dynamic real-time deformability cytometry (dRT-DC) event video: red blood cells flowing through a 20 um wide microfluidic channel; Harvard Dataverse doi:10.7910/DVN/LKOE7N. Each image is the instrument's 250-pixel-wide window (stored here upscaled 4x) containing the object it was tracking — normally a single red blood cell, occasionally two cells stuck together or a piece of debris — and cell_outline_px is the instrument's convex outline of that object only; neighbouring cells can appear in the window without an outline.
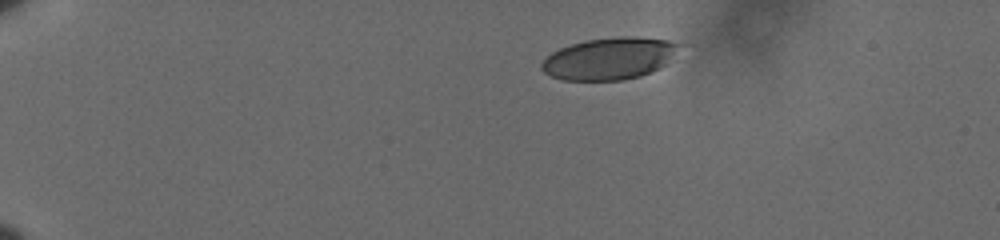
{"species": "human", "species_latin": "Homo sapiens", "temperature_condition": "cold", "stored_images_in_passage": 48, "camera_frame_rate_fps": 3000, "um_per_image_px": 0.085, "donor": {"sex": "male"}, "frame": {"image": 1, "passage_image": 1, "time_ms": 0.0, "image_size_px": [1000, 240], "cell_outline_px": [[676, 44], [668, 64], [660, 68], [640, 76], [620, 80], [560, 80], [544, 72], [540, 68], [540, 64], [552, 52], [560, 48], [584, 40], [616, 36], [636, 36], [668, 40]], "centroid_in_image_um": [51.73, 4.98], "position_along_channel_um": 33.3, "area_um2": 33.35}}
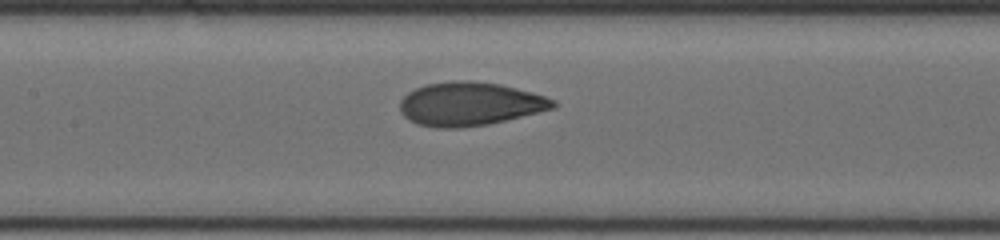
{"frame": {"image": 2, "passage_image": 20, "time_ms": 6.333, "image_size_px": [1000, 240], "cell_outline_px": [[556, 108], [488, 124], [456, 128], [436, 128], [416, 124], [408, 120], [400, 112], [400, 100], [408, 92], [424, 84], [452, 80], [472, 80], [500, 84], [516, 88], [544, 96], [556, 100]], "centroid_in_image_um": [39.9, 8.83], "position_along_channel_um": 167.5, "area_um2": 39.07}}
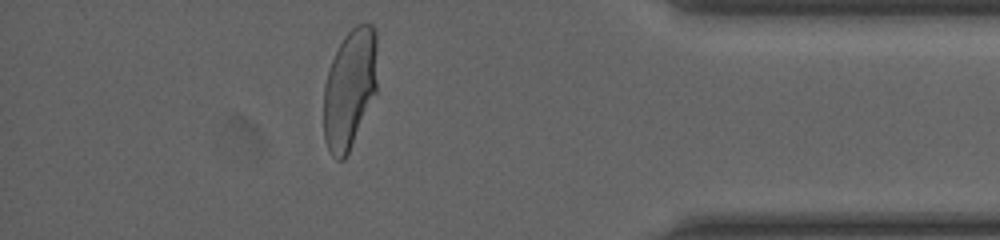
{"frame": {"image": 3, "passage_image": 42, "time_ms": 13.667, "image_size_px": [1000, 240], "cell_outline_px": [[376, 92], [348, 152], [344, 160], [336, 160], [332, 156], [324, 140], [324, 84], [332, 60], [344, 36], [356, 24], [372, 24], [376, 32]], "centroid_in_image_um": [29.71, 7.54], "position_along_channel_um": 405.5, "area_um2": 37.05}, "authors_computed_cell_mechanics": {"area_um2": 38.0035, "velocity_mm_per_s": 3.593, "shape_relaxation_time_tau1_ms": 4.8594, "shape_relaxation_time_tau2_ms": null, "deformation_change_tau1": 0.1696, "deformation_change_tau2": null}}